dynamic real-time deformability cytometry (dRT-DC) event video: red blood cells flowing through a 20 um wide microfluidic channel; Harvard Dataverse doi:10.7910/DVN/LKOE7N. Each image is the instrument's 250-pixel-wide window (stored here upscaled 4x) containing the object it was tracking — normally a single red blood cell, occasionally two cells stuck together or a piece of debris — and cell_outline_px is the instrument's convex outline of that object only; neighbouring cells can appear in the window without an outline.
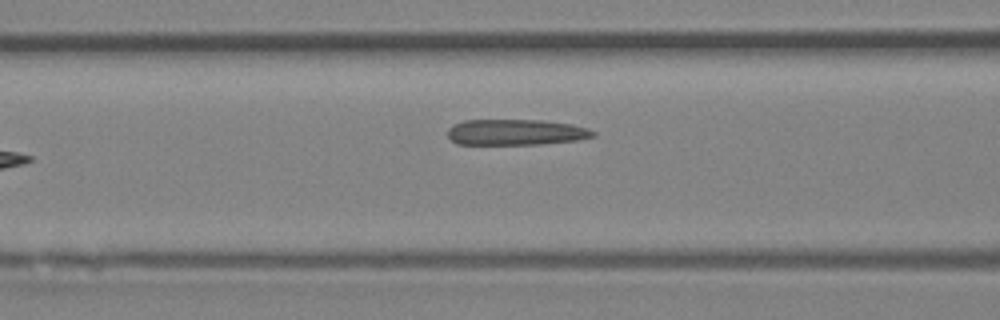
{"species": "Egyptian fruit bat (a non-hibernating species)", "species_latin": "Rousettus aegyptiacus", "temperature_condition": "room temperature", "stored_images_in_passage": 7, "camera_frame_rate_fps": 3000, "um_per_image_px": 0.085, "animal": {"sex": "female"}, "frame": {"image": 1, "passage_image": 7, "time_ms": 7.0, "image_size_px": [1000, 320], "cell_outline_px": [[596, 136], [576, 140], [540, 144], [456, 144], [448, 136], [448, 128], [452, 124], [464, 120], [544, 120], [572, 124], [588, 128], [596, 132]], "centroid_in_image_um": [43.85, 11.23], "position_along_channel_um": 122.8, "area_um2": 22.02}}